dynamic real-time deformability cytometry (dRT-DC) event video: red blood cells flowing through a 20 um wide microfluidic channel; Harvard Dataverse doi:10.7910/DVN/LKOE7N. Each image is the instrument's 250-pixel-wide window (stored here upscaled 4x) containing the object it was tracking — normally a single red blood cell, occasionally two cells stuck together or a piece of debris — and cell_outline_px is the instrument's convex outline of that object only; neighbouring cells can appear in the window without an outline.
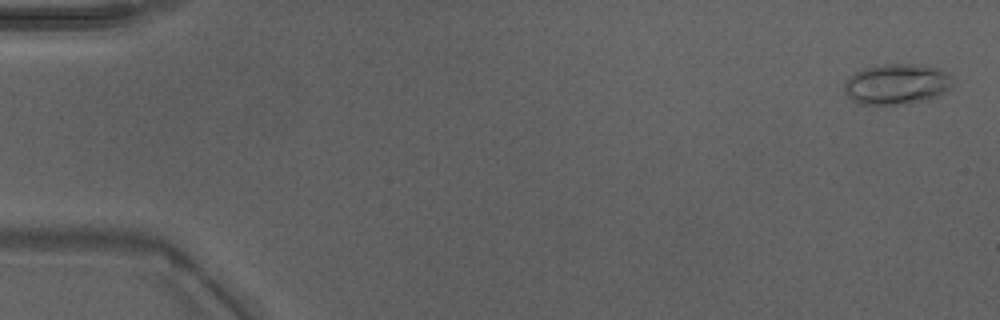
{"species": "Egyptian fruit bat (a non-hibernating species)", "species_latin": "Rousettus aegyptiacus", "temperature_condition": "warm", "stored_images_in_passage": 49, "camera_frame_rate_fps": 3000, "um_per_image_px": 0.085, "animal": {"sex": "male"}, "frame": {"image": 1, "passage_image": 2, "time_ms": 0.333, "image_size_px": [1000, 320], "cell_outline_px": [[948, 88], [940, 96], [932, 100], [908, 104], [860, 104], [852, 100], [844, 92], [844, 84], [848, 76], [864, 68], [888, 64], [912, 64], [936, 68], [944, 72], [948, 76]], "centroid_in_image_um": [76.16, 7.18], "position_along_channel_um": 8.8, "area_um2": 25.37}}
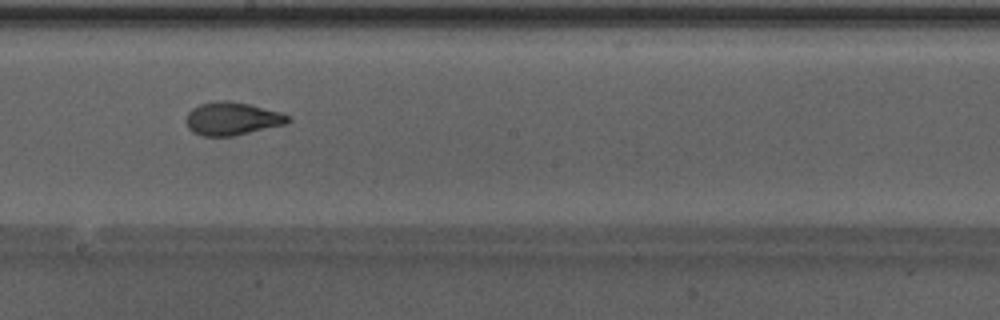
{"frame": {"image": 2, "passage_image": 28, "time_ms": 9.0, "image_size_px": [1000, 320], "cell_outline_px": [[292, 120], [284, 124], [232, 136], [204, 136], [192, 132], [188, 128], [184, 120], [188, 112], [192, 108], [200, 104], [220, 100], [224, 100], [248, 104], [280, 112], [292, 116]], "centroid_in_image_um": [19.7, 10.08], "position_along_channel_um": 228.5, "area_um2": 19.54}}
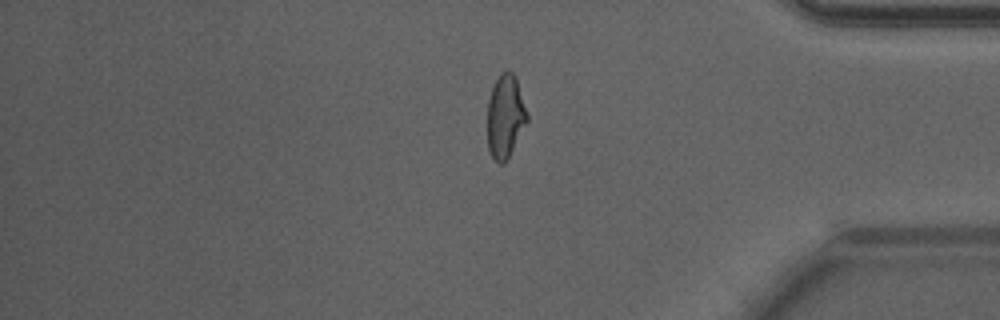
{"frame": {"image": 3, "passage_image": 41, "time_ms": 13.333, "image_size_px": [1000, 320], "cell_outline_px": [[528, 120], [504, 164], [500, 164], [492, 156], [488, 148], [488, 100], [492, 88], [500, 72], [508, 68], [516, 76], [528, 116]], "centroid_in_image_um": [42.95, 9.84], "position_along_channel_um": 392.3, "area_um2": 19.13}, "authors_computed_cell_mechanics": {"area_um2": 19.9988, "velocity_mm_per_s": 4.2974, "shape_relaxation_time_tau1_ms": 5.2921, "shape_relaxation_time_tau2_ms": 0.8931, "deformation_change_tau1": 0.197, "deformation_change_tau2": 0.0569}}